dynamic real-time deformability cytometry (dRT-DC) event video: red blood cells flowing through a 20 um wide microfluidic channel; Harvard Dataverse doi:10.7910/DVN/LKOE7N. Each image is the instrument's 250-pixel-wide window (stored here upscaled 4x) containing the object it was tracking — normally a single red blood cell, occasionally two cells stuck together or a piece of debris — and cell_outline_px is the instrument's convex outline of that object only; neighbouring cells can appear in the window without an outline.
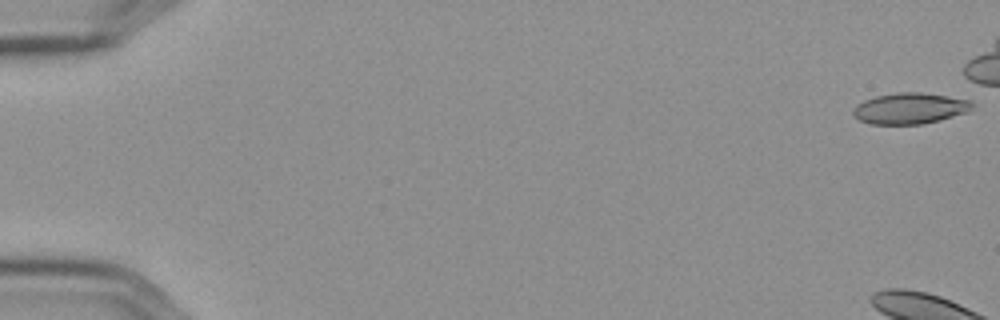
{"species": "Egyptian fruit bat (a non-hibernating species)", "species_latin": "Rousettus aegyptiacus", "temperature_condition": "cold", "stored_images_in_passage": 60, "camera_frame_rate_fps": 3000, "um_per_image_px": 0.085, "frame": {"image": 1, "passage_image": 1, "time_ms": 0.0, "image_size_px": [1000, 320], "cell_outline_px": [[972, 108], [968, 112], [940, 120], [920, 124], [872, 124], [860, 120], [852, 112], [852, 108], [856, 104], [864, 100], [876, 96], [900, 92], [920, 92], [968, 100], [972, 104]], "centroid_in_image_um": [77.31, 9.21], "position_along_channel_um": 7.7, "area_um2": 21.27}, "authors_computed_cell_mechanics": {"area_um2": 23.12, "velocity_mm_per_s": 3.544, "shape_relaxation_time_tau1_ms": 4.3967, "shape_relaxation_time_tau2_ms": 5.8696, "deformation_change_tau1": 0.1104, "deformation_change_tau2": 0.1088}}